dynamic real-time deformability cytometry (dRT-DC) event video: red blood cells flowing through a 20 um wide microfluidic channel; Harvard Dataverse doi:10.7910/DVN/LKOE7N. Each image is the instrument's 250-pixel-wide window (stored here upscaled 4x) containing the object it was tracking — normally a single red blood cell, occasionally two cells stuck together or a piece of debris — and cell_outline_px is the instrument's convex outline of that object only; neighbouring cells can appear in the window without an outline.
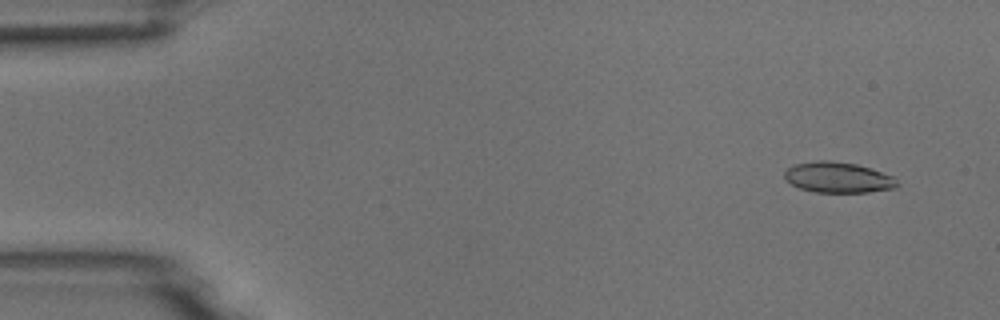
{"species": "common noctule bat (a hibernating species)", "species_latin": "Nyctalus noctula", "temperature_condition": "room temperature", "stored_images_in_passage": 5, "camera_frame_rate_fps": 3000, "um_per_image_px": 0.085, "animal": {"sex": "male", "body_mass_g": 18.8}, "frame": {"image": 1, "passage_image": 2, "time_ms": 1.0, "image_size_px": [1000, 320], "cell_outline_px": [[900, 184], [896, 188], [868, 192], [816, 192], [800, 188], [792, 184], [784, 176], [784, 172], [788, 168], [796, 164], [816, 160], [828, 160], [856, 164], [892, 176]], "centroid_in_image_um": [71.24, 15.08], "position_along_channel_um": 13.8, "area_um2": 19.88}}
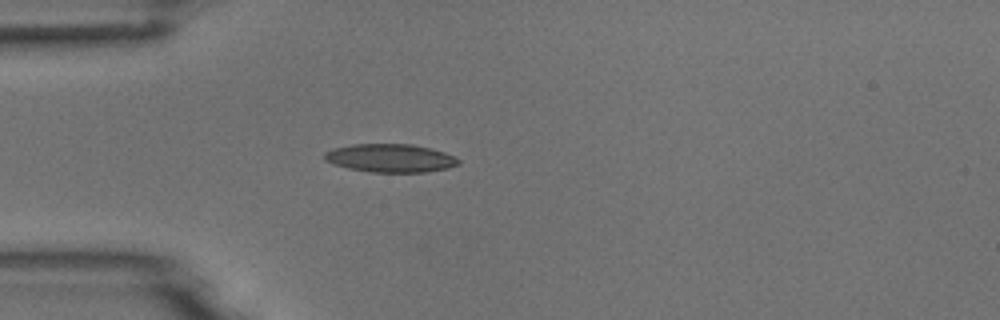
{"frame": {"image": 2, "passage_image": 5, "time_ms": 4.667, "image_size_px": [1000, 320], "cell_outline_px": [[460, 164], [448, 168], [424, 172], [372, 172], [348, 168], [332, 164], [324, 160], [324, 152], [332, 148], [352, 144], [412, 144], [444, 152], [460, 160]], "centroid_in_image_um": [33.14, 13.44], "position_along_channel_um": 51.9, "area_um2": 22.08}}